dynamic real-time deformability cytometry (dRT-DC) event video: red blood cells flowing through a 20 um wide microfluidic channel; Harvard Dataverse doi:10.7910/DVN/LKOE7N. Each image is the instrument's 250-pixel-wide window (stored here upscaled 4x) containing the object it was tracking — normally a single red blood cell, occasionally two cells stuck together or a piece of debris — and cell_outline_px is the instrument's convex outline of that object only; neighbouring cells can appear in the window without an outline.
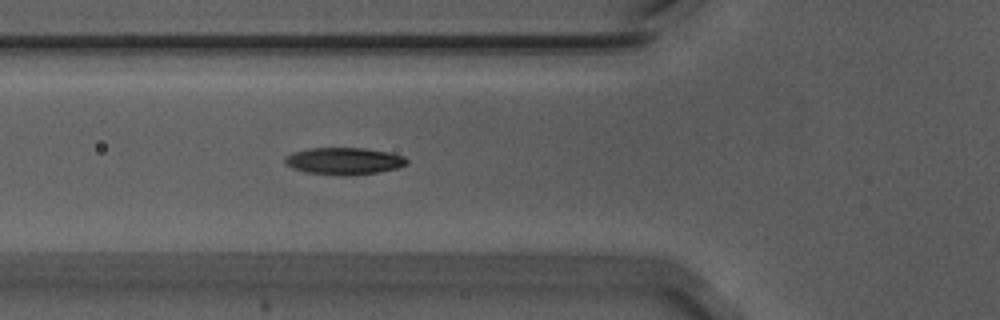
{"species": "Egyptian fruit bat (a non-hibernating species)", "species_latin": "Rousettus aegyptiacus", "temperature_condition": "warm", "stored_images_in_passage": 42, "camera_frame_rate_fps": 3000, "um_per_image_px": 0.085, "animal": {"sex": "male"}, "frame": {"image": 1, "passage_image": 8, "time_ms": 2.333, "image_size_px": [1000, 320], "cell_outline_px": [[408, 164], [396, 168], [376, 172], [348, 176], [340, 176], [304, 172], [292, 168], [284, 164], [284, 156], [292, 152], [308, 148], [364, 148], [388, 152], [404, 156], [408, 160]], "centroid_in_image_um": [29.19, 13.69], "position_along_channel_um": 96.6, "area_um2": 19.42}}
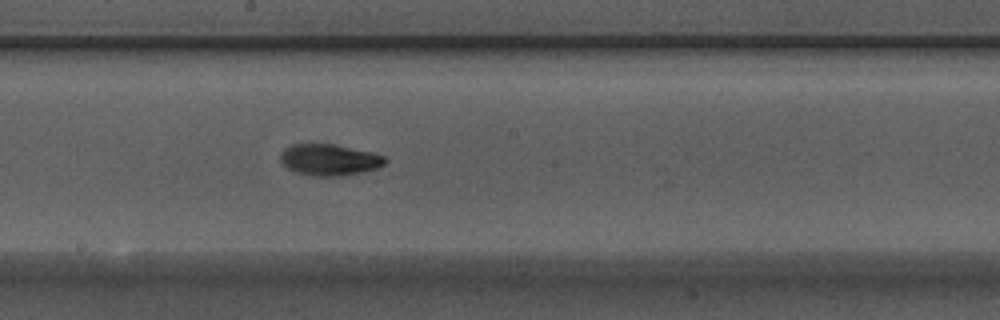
{"frame": {"image": 2, "passage_image": 18, "time_ms": 5.667, "image_size_px": [1000, 320], "cell_outline_px": [[388, 160], [384, 164], [376, 168], [360, 172], [340, 176], [316, 176], [296, 172], [288, 168], [280, 160], [280, 156], [284, 148], [292, 144], [332, 144], [368, 152], [384, 156]], "centroid_in_image_um": [27.96, 13.58], "position_along_channel_um": 220.2, "area_um2": 18.73}}
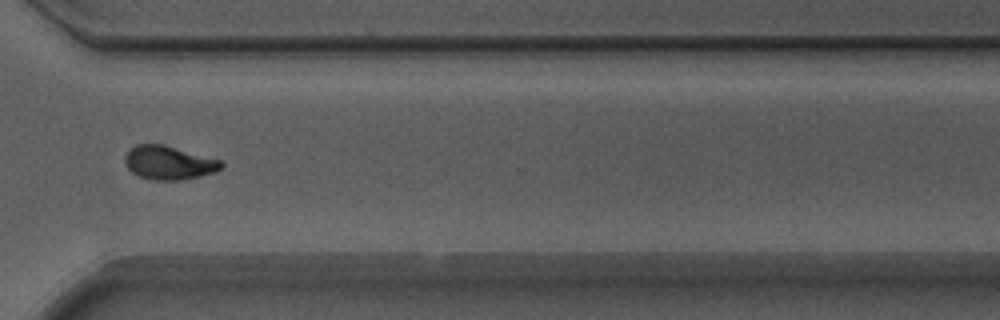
{"frame": {"image": 3, "passage_image": 29, "time_ms": 9.333, "image_size_px": [1000, 320], "cell_outline_px": [[224, 168], [216, 172], [200, 176], [180, 180], [156, 180], [140, 176], [132, 172], [124, 164], [124, 156], [136, 144], [164, 144], [220, 160], [224, 164]], "centroid_in_image_um": [14.37, 13.83], "position_along_channel_um": 356.2, "area_um2": 18.9}, "authors_computed_cell_mechanics": {"area_um2": 18.3804, "velocity_mm_per_s": 3.7075, "shape_relaxation_time_tau1_ms": 3.2156, "shape_relaxation_time_tau2_ms": 2.6531, "deformation_change_tau1": 0.1576, "deformation_change_tau2": 0.0819}}